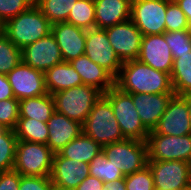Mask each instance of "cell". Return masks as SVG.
<instances>
[{
  "label": "cell",
  "instance_id": "4dcf8cb0",
  "mask_svg": "<svg viewBox=\"0 0 191 190\" xmlns=\"http://www.w3.org/2000/svg\"><path fill=\"white\" fill-rule=\"evenodd\" d=\"M22 61L21 49L3 33L0 36V74L7 75Z\"/></svg>",
  "mask_w": 191,
  "mask_h": 190
},
{
  "label": "cell",
  "instance_id": "8fae6325",
  "mask_svg": "<svg viewBox=\"0 0 191 190\" xmlns=\"http://www.w3.org/2000/svg\"><path fill=\"white\" fill-rule=\"evenodd\" d=\"M85 55L107 70L115 79L119 75L123 62L108 41L105 29L86 30Z\"/></svg>",
  "mask_w": 191,
  "mask_h": 190
},
{
  "label": "cell",
  "instance_id": "7bdbcfd3",
  "mask_svg": "<svg viewBox=\"0 0 191 190\" xmlns=\"http://www.w3.org/2000/svg\"><path fill=\"white\" fill-rule=\"evenodd\" d=\"M103 190H126L124 178L106 184Z\"/></svg>",
  "mask_w": 191,
  "mask_h": 190
},
{
  "label": "cell",
  "instance_id": "4fadbf2b",
  "mask_svg": "<svg viewBox=\"0 0 191 190\" xmlns=\"http://www.w3.org/2000/svg\"><path fill=\"white\" fill-rule=\"evenodd\" d=\"M6 77L17 100L48 94L44 72L22 61Z\"/></svg>",
  "mask_w": 191,
  "mask_h": 190
},
{
  "label": "cell",
  "instance_id": "7a4b0ae2",
  "mask_svg": "<svg viewBox=\"0 0 191 190\" xmlns=\"http://www.w3.org/2000/svg\"><path fill=\"white\" fill-rule=\"evenodd\" d=\"M3 33L14 45L22 49L51 33V24L34 4L6 21Z\"/></svg>",
  "mask_w": 191,
  "mask_h": 190
},
{
  "label": "cell",
  "instance_id": "30bf717a",
  "mask_svg": "<svg viewBox=\"0 0 191 190\" xmlns=\"http://www.w3.org/2000/svg\"><path fill=\"white\" fill-rule=\"evenodd\" d=\"M167 5L168 0H132L130 19L142 35L163 34Z\"/></svg>",
  "mask_w": 191,
  "mask_h": 190
},
{
  "label": "cell",
  "instance_id": "f546056e",
  "mask_svg": "<svg viewBox=\"0 0 191 190\" xmlns=\"http://www.w3.org/2000/svg\"><path fill=\"white\" fill-rule=\"evenodd\" d=\"M72 25L89 30L95 28V3L92 0H77L69 12L67 21Z\"/></svg>",
  "mask_w": 191,
  "mask_h": 190
},
{
  "label": "cell",
  "instance_id": "ffe728a7",
  "mask_svg": "<svg viewBox=\"0 0 191 190\" xmlns=\"http://www.w3.org/2000/svg\"><path fill=\"white\" fill-rule=\"evenodd\" d=\"M49 135L47 146L56 154L70 141L83 133L82 124L55 111L47 122Z\"/></svg>",
  "mask_w": 191,
  "mask_h": 190
},
{
  "label": "cell",
  "instance_id": "d4e9b609",
  "mask_svg": "<svg viewBox=\"0 0 191 190\" xmlns=\"http://www.w3.org/2000/svg\"><path fill=\"white\" fill-rule=\"evenodd\" d=\"M102 151V146L91 137L81 133L70 141L59 154L67 159L90 164L93 158Z\"/></svg>",
  "mask_w": 191,
  "mask_h": 190
},
{
  "label": "cell",
  "instance_id": "4316f807",
  "mask_svg": "<svg viewBox=\"0 0 191 190\" xmlns=\"http://www.w3.org/2000/svg\"><path fill=\"white\" fill-rule=\"evenodd\" d=\"M17 141L47 144L49 130L47 123L31 118H19L15 128Z\"/></svg>",
  "mask_w": 191,
  "mask_h": 190
},
{
  "label": "cell",
  "instance_id": "7c38bea8",
  "mask_svg": "<svg viewBox=\"0 0 191 190\" xmlns=\"http://www.w3.org/2000/svg\"><path fill=\"white\" fill-rule=\"evenodd\" d=\"M156 134L183 136L191 134V119L188 104L182 95L174 94L153 130Z\"/></svg>",
  "mask_w": 191,
  "mask_h": 190
},
{
  "label": "cell",
  "instance_id": "83f0119b",
  "mask_svg": "<svg viewBox=\"0 0 191 190\" xmlns=\"http://www.w3.org/2000/svg\"><path fill=\"white\" fill-rule=\"evenodd\" d=\"M77 0H35L51 25L67 21L69 12Z\"/></svg>",
  "mask_w": 191,
  "mask_h": 190
},
{
  "label": "cell",
  "instance_id": "60d3db41",
  "mask_svg": "<svg viewBox=\"0 0 191 190\" xmlns=\"http://www.w3.org/2000/svg\"><path fill=\"white\" fill-rule=\"evenodd\" d=\"M15 98L6 75L0 74V101Z\"/></svg>",
  "mask_w": 191,
  "mask_h": 190
},
{
  "label": "cell",
  "instance_id": "277c9868",
  "mask_svg": "<svg viewBox=\"0 0 191 190\" xmlns=\"http://www.w3.org/2000/svg\"><path fill=\"white\" fill-rule=\"evenodd\" d=\"M102 95L97 88L84 84L52 94L55 111L82 125Z\"/></svg>",
  "mask_w": 191,
  "mask_h": 190
},
{
  "label": "cell",
  "instance_id": "f35d334b",
  "mask_svg": "<svg viewBox=\"0 0 191 190\" xmlns=\"http://www.w3.org/2000/svg\"><path fill=\"white\" fill-rule=\"evenodd\" d=\"M21 175L14 169L0 175V190H19Z\"/></svg>",
  "mask_w": 191,
  "mask_h": 190
},
{
  "label": "cell",
  "instance_id": "ab89813d",
  "mask_svg": "<svg viewBox=\"0 0 191 190\" xmlns=\"http://www.w3.org/2000/svg\"><path fill=\"white\" fill-rule=\"evenodd\" d=\"M106 184L97 177L88 176L85 178L75 190H103Z\"/></svg>",
  "mask_w": 191,
  "mask_h": 190
},
{
  "label": "cell",
  "instance_id": "9c48e42d",
  "mask_svg": "<svg viewBox=\"0 0 191 190\" xmlns=\"http://www.w3.org/2000/svg\"><path fill=\"white\" fill-rule=\"evenodd\" d=\"M155 189L190 190L191 163L180 160L148 161Z\"/></svg>",
  "mask_w": 191,
  "mask_h": 190
},
{
  "label": "cell",
  "instance_id": "44dd1931",
  "mask_svg": "<svg viewBox=\"0 0 191 190\" xmlns=\"http://www.w3.org/2000/svg\"><path fill=\"white\" fill-rule=\"evenodd\" d=\"M69 63L80 75L84 85L97 88L103 94L115 86V78L107 70L91 61L85 54Z\"/></svg>",
  "mask_w": 191,
  "mask_h": 190
},
{
  "label": "cell",
  "instance_id": "d590c367",
  "mask_svg": "<svg viewBox=\"0 0 191 190\" xmlns=\"http://www.w3.org/2000/svg\"><path fill=\"white\" fill-rule=\"evenodd\" d=\"M19 119V100L10 98L0 101V126L15 130Z\"/></svg>",
  "mask_w": 191,
  "mask_h": 190
},
{
  "label": "cell",
  "instance_id": "7402d4cb",
  "mask_svg": "<svg viewBox=\"0 0 191 190\" xmlns=\"http://www.w3.org/2000/svg\"><path fill=\"white\" fill-rule=\"evenodd\" d=\"M132 0H94L95 28L106 29L131 18Z\"/></svg>",
  "mask_w": 191,
  "mask_h": 190
},
{
  "label": "cell",
  "instance_id": "ee69618b",
  "mask_svg": "<svg viewBox=\"0 0 191 190\" xmlns=\"http://www.w3.org/2000/svg\"><path fill=\"white\" fill-rule=\"evenodd\" d=\"M182 96L185 98V100L188 104L189 112H190V119H191V91H189L188 93H186Z\"/></svg>",
  "mask_w": 191,
  "mask_h": 190
},
{
  "label": "cell",
  "instance_id": "5bb4252c",
  "mask_svg": "<svg viewBox=\"0 0 191 190\" xmlns=\"http://www.w3.org/2000/svg\"><path fill=\"white\" fill-rule=\"evenodd\" d=\"M105 30L108 41L122 62L138 58L143 35L131 19Z\"/></svg>",
  "mask_w": 191,
  "mask_h": 190
},
{
  "label": "cell",
  "instance_id": "b9f144b4",
  "mask_svg": "<svg viewBox=\"0 0 191 190\" xmlns=\"http://www.w3.org/2000/svg\"><path fill=\"white\" fill-rule=\"evenodd\" d=\"M175 1L186 15V18L191 26V0H175Z\"/></svg>",
  "mask_w": 191,
  "mask_h": 190
},
{
  "label": "cell",
  "instance_id": "8992f818",
  "mask_svg": "<svg viewBox=\"0 0 191 190\" xmlns=\"http://www.w3.org/2000/svg\"><path fill=\"white\" fill-rule=\"evenodd\" d=\"M53 156L46 144L17 141L13 169L21 176H50Z\"/></svg>",
  "mask_w": 191,
  "mask_h": 190
},
{
  "label": "cell",
  "instance_id": "9a60e30c",
  "mask_svg": "<svg viewBox=\"0 0 191 190\" xmlns=\"http://www.w3.org/2000/svg\"><path fill=\"white\" fill-rule=\"evenodd\" d=\"M22 62L46 72L63 61L60 48L52 33L21 49Z\"/></svg>",
  "mask_w": 191,
  "mask_h": 190
},
{
  "label": "cell",
  "instance_id": "484cf974",
  "mask_svg": "<svg viewBox=\"0 0 191 190\" xmlns=\"http://www.w3.org/2000/svg\"><path fill=\"white\" fill-rule=\"evenodd\" d=\"M171 82L176 95H184L191 91V53L173 58Z\"/></svg>",
  "mask_w": 191,
  "mask_h": 190
},
{
  "label": "cell",
  "instance_id": "603a6c76",
  "mask_svg": "<svg viewBox=\"0 0 191 190\" xmlns=\"http://www.w3.org/2000/svg\"><path fill=\"white\" fill-rule=\"evenodd\" d=\"M44 75L47 92L51 95L78 85H83L80 75L66 61H62L49 68Z\"/></svg>",
  "mask_w": 191,
  "mask_h": 190
},
{
  "label": "cell",
  "instance_id": "f1b7e54d",
  "mask_svg": "<svg viewBox=\"0 0 191 190\" xmlns=\"http://www.w3.org/2000/svg\"><path fill=\"white\" fill-rule=\"evenodd\" d=\"M89 175L97 177L105 184L125 178L123 173L105 156L103 150L89 164Z\"/></svg>",
  "mask_w": 191,
  "mask_h": 190
},
{
  "label": "cell",
  "instance_id": "d6986e66",
  "mask_svg": "<svg viewBox=\"0 0 191 190\" xmlns=\"http://www.w3.org/2000/svg\"><path fill=\"white\" fill-rule=\"evenodd\" d=\"M175 93L131 94L143 126L150 132L158 125L169 100Z\"/></svg>",
  "mask_w": 191,
  "mask_h": 190
},
{
  "label": "cell",
  "instance_id": "836d02e7",
  "mask_svg": "<svg viewBox=\"0 0 191 190\" xmlns=\"http://www.w3.org/2000/svg\"><path fill=\"white\" fill-rule=\"evenodd\" d=\"M166 32L191 30V26L186 15L181 10L175 0H168L165 15Z\"/></svg>",
  "mask_w": 191,
  "mask_h": 190
},
{
  "label": "cell",
  "instance_id": "3957f363",
  "mask_svg": "<svg viewBox=\"0 0 191 190\" xmlns=\"http://www.w3.org/2000/svg\"><path fill=\"white\" fill-rule=\"evenodd\" d=\"M83 133L101 146L125 140L109 100L102 95L82 125Z\"/></svg>",
  "mask_w": 191,
  "mask_h": 190
},
{
  "label": "cell",
  "instance_id": "e0dca14e",
  "mask_svg": "<svg viewBox=\"0 0 191 190\" xmlns=\"http://www.w3.org/2000/svg\"><path fill=\"white\" fill-rule=\"evenodd\" d=\"M137 60L158 71L171 74L174 59L164 33L143 35Z\"/></svg>",
  "mask_w": 191,
  "mask_h": 190
},
{
  "label": "cell",
  "instance_id": "1f68e13d",
  "mask_svg": "<svg viewBox=\"0 0 191 190\" xmlns=\"http://www.w3.org/2000/svg\"><path fill=\"white\" fill-rule=\"evenodd\" d=\"M17 137L14 130L3 129L0 132V171L13 169Z\"/></svg>",
  "mask_w": 191,
  "mask_h": 190
},
{
  "label": "cell",
  "instance_id": "e575fe53",
  "mask_svg": "<svg viewBox=\"0 0 191 190\" xmlns=\"http://www.w3.org/2000/svg\"><path fill=\"white\" fill-rule=\"evenodd\" d=\"M124 181L126 190H155L153 175L148 165L126 175Z\"/></svg>",
  "mask_w": 191,
  "mask_h": 190
},
{
  "label": "cell",
  "instance_id": "5b68a950",
  "mask_svg": "<svg viewBox=\"0 0 191 190\" xmlns=\"http://www.w3.org/2000/svg\"><path fill=\"white\" fill-rule=\"evenodd\" d=\"M110 102L114 116L125 139L147 141L150 133L142 124L132 95L114 86L103 94Z\"/></svg>",
  "mask_w": 191,
  "mask_h": 190
},
{
  "label": "cell",
  "instance_id": "6da1fadb",
  "mask_svg": "<svg viewBox=\"0 0 191 190\" xmlns=\"http://www.w3.org/2000/svg\"><path fill=\"white\" fill-rule=\"evenodd\" d=\"M115 86L128 94L174 93L170 74L137 59L123 62Z\"/></svg>",
  "mask_w": 191,
  "mask_h": 190
},
{
  "label": "cell",
  "instance_id": "8d00e7d4",
  "mask_svg": "<svg viewBox=\"0 0 191 190\" xmlns=\"http://www.w3.org/2000/svg\"><path fill=\"white\" fill-rule=\"evenodd\" d=\"M34 4L35 0H0V20L5 23Z\"/></svg>",
  "mask_w": 191,
  "mask_h": 190
},
{
  "label": "cell",
  "instance_id": "bcb514c9",
  "mask_svg": "<svg viewBox=\"0 0 191 190\" xmlns=\"http://www.w3.org/2000/svg\"><path fill=\"white\" fill-rule=\"evenodd\" d=\"M50 190H62V189H59L53 186Z\"/></svg>",
  "mask_w": 191,
  "mask_h": 190
},
{
  "label": "cell",
  "instance_id": "ba28073f",
  "mask_svg": "<svg viewBox=\"0 0 191 190\" xmlns=\"http://www.w3.org/2000/svg\"><path fill=\"white\" fill-rule=\"evenodd\" d=\"M147 145L148 161L180 160L191 163V134L176 137L150 131Z\"/></svg>",
  "mask_w": 191,
  "mask_h": 190
},
{
  "label": "cell",
  "instance_id": "f6af8a7d",
  "mask_svg": "<svg viewBox=\"0 0 191 190\" xmlns=\"http://www.w3.org/2000/svg\"><path fill=\"white\" fill-rule=\"evenodd\" d=\"M4 23L0 20V36L3 34Z\"/></svg>",
  "mask_w": 191,
  "mask_h": 190
},
{
  "label": "cell",
  "instance_id": "2e32d148",
  "mask_svg": "<svg viewBox=\"0 0 191 190\" xmlns=\"http://www.w3.org/2000/svg\"><path fill=\"white\" fill-rule=\"evenodd\" d=\"M89 176V164L54 154L50 179L53 186L62 190H75Z\"/></svg>",
  "mask_w": 191,
  "mask_h": 190
},
{
  "label": "cell",
  "instance_id": "cb8c5ba5",
  "mask_svg": "<svg viewBox=\"0 0 191 190\" xmlns=\"http://www.w3.org/2000/svg\"><path fill=\"white\" fill-rule=\"evenodd\" d=\"M54 112V99L49 93L19 100V118H31L47 123Z\"/></svg>",
  "mask_w": 191,
  "mask_h": 190
},
{
  "label": "cell",
  "instance_id": "74e56055",
  "mask_svg": "<svg viewBox=\"0 0 191 190\" xmlns=\"http://www.w3.org/2000/svg\"><path fill=\"white\" fill-rule=\"evenodd\" d=\"M53 183L50 176H21L19 190H50Z\"/></svg>",
  "mask_w": 191,
  "mask_h": 190
},
{
  "label": "cell",
  "instance_id": "52a82bcc",
  "mask_svg": "<svg viewBox=\"0 0 191 190\" xmlns=\"http://www.w3.org/2000/svg\"><path fill=\"white\" fill-rule=\"evenodd\" d=\"M105 156L120 169L124 176L147 166V141L125 139L102 146Z\"/></svg>",
  "mask_w": 191,
  "mask_h": 190
},
{
  "label": "cell",
  "instance_id": "d6a6232c",
  "mask_svg": "<svg viewBox=\"0 0 191 190\" xmlns=\"http://www.w3.org/2000/svg\"><path fill=\"white\" fill-rule=\"evenodd\" d=\"M164 38L170 47L173 58L191 53V30L165 32Z\"/></svg>",
  "mask_w": 191,
  "mask_h": 190
},
{
  "label": "cell",
  "instance_id": "ac0fdd59",
  "mask_svg": "<svg viewBox=\"0 0 191 190\" xmlns=\"http://www.w3.org/2000/svg\"><path fill=\"white\" fill-rule=\"evenodd\" d=\"M51 33L57 41L63 61L71 62L85 54V29L65 21L51 25Z\"/></svg>",
  "mask_w": 191,
  "mask_h": 190
}]
</instances>
